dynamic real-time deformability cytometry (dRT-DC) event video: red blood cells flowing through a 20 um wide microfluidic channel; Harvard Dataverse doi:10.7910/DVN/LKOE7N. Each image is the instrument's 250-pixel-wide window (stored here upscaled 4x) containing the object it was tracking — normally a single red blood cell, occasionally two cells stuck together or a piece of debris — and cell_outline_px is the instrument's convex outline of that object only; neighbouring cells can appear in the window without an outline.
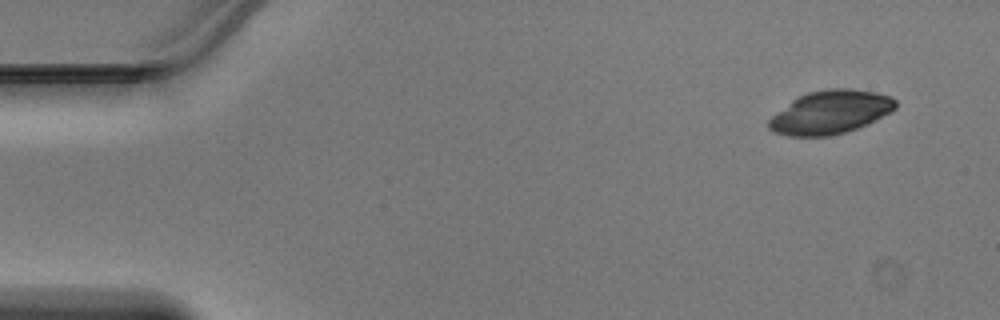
{"species": "Egyptian fruit bat (a non-hibernating species)", "species_latin": "Rousettus aegyptiacus", "temperature_condition": "warm", "stored_images_in_passage": 5, "camera_frame_rate_fps": 3000, "um_per_image_px": 0.085, "animal": {"sex": "male"}, "frame": {"image": 1, "passage_image": 1, "time_ms": 0.0, "image_size_px": [1000, 320], "cell_outline_px": [[896, 108], [892, 112], [868, 124], [832, 136], [788, 136], [772, 132], [768, 128], [768, 120], [772, 116], [792, 100], [808, 92], [828, 88], [852, 88], [876, 92], [892, 96], [896, 100]], "centroid_in_image_um": [70.6, 9.53], "position_along_channel_um": 14.4, "area_um2": 32.25}}